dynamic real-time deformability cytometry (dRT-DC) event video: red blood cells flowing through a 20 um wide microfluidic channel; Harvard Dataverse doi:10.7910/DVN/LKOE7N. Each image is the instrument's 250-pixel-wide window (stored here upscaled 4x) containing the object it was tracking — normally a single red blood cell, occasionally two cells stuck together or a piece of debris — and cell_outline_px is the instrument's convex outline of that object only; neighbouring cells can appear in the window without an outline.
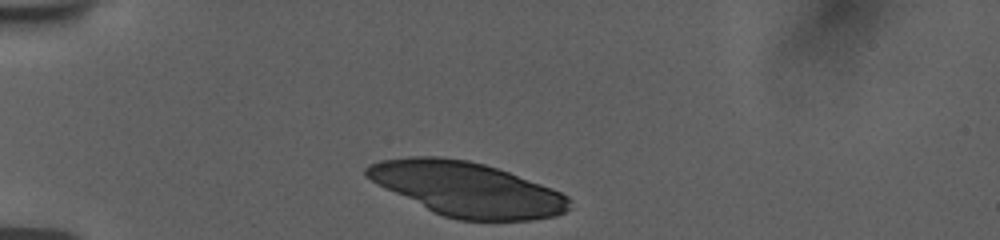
{"species": "human", "species_latin": "Homo sapiens", "temperature_condition": "room temperature", "stored_images_in_passage": 35, "camera_frame_rate_fps": 3000, "um_per_image_px": 0.085, "donor": {"sex": "female"}, "frame": {"image": 1, "passage_image": 1, "time_ms": 0.0, "image_size_px": [1000, 240], "cell_outline_px": [[572, 208], [556, 216], [532, 220], [456, 220], [432, 212], [384, 188], [364, 176], [364, 168], [368, 164], [380, 160], [408, 156], [440, 156], [468, 160], [484, 164], [508, 172], [552, 188], [568, 196], [572, 200]], "centroid_in_image_um": [39.67, 16.07], "position_along_channel_um": 45.3, "area_um2": 64.39}}